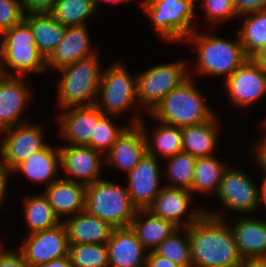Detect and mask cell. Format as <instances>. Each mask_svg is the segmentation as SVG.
<instances>
[{"instance_id": "6da1fadb", "label": "cell", "mask_w": 266, "mask_h": 267, "mask_svg": "<svg viewBox=\"0 0 266 267\" xmlns=\"http://www.w3.org/2000/svg\"><path fill=\"white\" fill-rule=\"evenodd\" d=\"M188 227L192 267H241L235 236L224 214L204 209Z\"/></svg>"}, {"instance_id": "7a4b0ae2", "label": "cell", "mask_w": 266, "mask_h": 267, "mask_svg": "<svg viewBox=\"0 0 266 267\" xmlns=\"http://www.w3.org/2000/svg\"><path fill=\"white\" fill-rule=\"evenodd\" d=\"M196 28L186 39L194 46L196 54L195 72L189 68V76L197 75L222 76L225 81L248 58L240 41L238 33L235 40H229L215 35L201 32Z\"/></svg>"}, {"instance_id": "3957f363", "label": "cell", "mask_w": 266, "mask_h": 267, "mask_svg": "<svg viewBox=\"0 0 266 267\" xmlns=\"http://www.w3.org/2000/svg\"><path fill=\"white\" fill-rule=\"evenodd\" d=\"M99 55L98 51L56 70L61 74L56 84L59 109L95 105L104 69Z\"/></svg>"}, {"instance_id": "277c9868", "label": "cell", "mask_w": 266, "mask_h": 267, "mask_svg": "<svg viewBox=\"0 0 266 267\" xmlns=\"http://www.w3.org/2000/svg\"><path fill=\"white\" fill-rule=\"evenodd\" d=\"M47 70L30 25L23 20L0 34V74L25 77Z\"/></svg>"}, {"instance_id": "5b68a950", "label": "cell", "mask_w": 266, "mask_h": 267, "mask_svg": "<svg viewBox=\"0 0 266 267\" xmlns=\"http://www.w3.org/2000/svg\"><path fill=\"white\" fill-rule=\"evenodd\" d=\"M195 79L189 77L180 86L166 94L150 114L154 120L184 127L209 121L216 113L203 98L195 84Z\"/></svg>"}, {"instance_id": "8992f818", "label": "cell", "mask_w": 266, "mask_h": 267, "mask_svg": "<svg viewBox=\"0 0 266 267\" xmlns=\"http://www.w3.org/2000/svg\"><path fill=\"white\" fill-rule=\"evenodd\" d=\"M141 8L165 43L184 42L197 28L196 0H141ZM195 20V21H194Z\"/></svg>"}, {"instance_id": "52a82bcc", "label": "cell", "mask_w": 266, "mask_h": 267, "mask_svg": "<svg viewBox=\"0 0 266 267\" xmlns=\"http://www.w3.org/2000/svg\"><path fill=\"white\" fill-rule=\"evenodd\" d=\"M85 211L113 228L129 227L138 209L125 185L102 178L86 186Z\"/></svg>"}, {"instance_id": "ba28073f", "label": "cell", "mask_w": 266, "mask_h": 267, "mask_svg": "<svg viewBox=\"0 0 266 267\" xmlns=\"http://www.w3.org/2000/svg\"><path fill=\"white\" fill-rule=\"evenodd\" d=\"M137 104L136 74L132 75L122 61L104 68L95 106L104 115L118 118Z\"/></svg>"}, {"instance_id": "9c48e42d", "label": "cell", "mask_w": 266, "mask_h": 267, "mask_svg": "<svg viewBox=\"0 0 266 267\" xmlns=\"http://www.w3.org/2000/svg\"><path fill=\"white\" fill-rule=\"evenodd\" d=\"M189 67L186 59H180L153 65L136 74L139 107L150 114L166 94L190 77Z\"/></svg>"}, {"instance_id": "30bf717a", "label": "cell", "mask_w": 266, "mask_h": 267, "mask_svg": "<svg viewBox=\"0 0 266 267\" xmlns=\"http://www.w3.org/2000/svg\"><path fill=\"white\" fill-rule=\"evenodd\" d=\"M253 180L242 168L228 165L215 196L225 210H231L238 215H251L253 212L255 214L256 210L262 207L263 176L260 187Z\"/></svg>"}, {"instance_id": "8fae6325", "label": "cell", "mask_w": 266, "mask_h": 267, "mask_svg": "<svg viewBox=\"0 0 266 267\" xmlns=\"http://www.w3.org/2000/svg\"><path fill=\"white\" fill-rule=\"evenodd\" d=\"M44 126L25 122L0 131V159L13 170L33 153L43 149L48 142L44 138Z\"/></svg>"}, {"instance_id": "7c38bea8", "label": "cell", "mask_w": 266, "mask_h": 267, "mask_svg": "<svg viewBox=\"0 0 266 267\" xmlns=\"http://www.w3.org/2000/svg\"><path fill=\"white\" fill-rule=\"evenodd\" d=\"M223 85L232 105L247 109L266 96V70L252 58H247Z\"/></svg>"}, {"instance_id": "4fadbf2b", "label": "cell", "mask_w": 266, "mask_h": 267, "mask_svg": "<svg viewBox=\"0 0 266 267\" xmlns=\"http://www.w3.org/2000/svg\"><path fill=\"white\" fill-rule=\"evenodd\" d=\"M17 249L32 267L68 256L69 242L66 227L61 222L53 228L27 234Z\"/></svg>"}, {"instance_id": "5bb4252c", "label": "cell", "mask_w": 266, "mask_h": 267, "mask_svg": "<svg viewBox=\"0 0 266 267\" xmlns=\"http://www.w3.org/2000/svg\"><path fill=\"white\" fill-rule=\"evenodd\" d=\"M59 151L61 169L66 174L62 178L86 186L102 179L101 169L105 166L102 153L82 145H60Z\"/></svg>"}, {"instance_id": "9a60e30c", "label": "cell", "mask_w": 266, "mask_h": 267, "mask_svg": "<svg viewBox=\"0 0 266 267\" xmlns=\"http://www.w3.org/2000/svg\"><path fill=\"white\" fill-rule=\"evenodd\" d=\"M193 197L189 190L164 186L147 210L179 228H187L205 213L203 208H191Z\"/></svg>"}, {"instance_id": "2e32d148", "label": "cell", "mask_w": 266, "mask_h": 267, "mask_svg": "<svg viewBox=\"0 0 266 267\" xmlns=\"http://www.w3.org/2000/svg\"><path fill=\"white\" fill-rule=\"evenodd\" d=\"M159 161L146 153L133 170L127 173L126 188L138 210L147 209L164 187L160 186L163 173Z\"/></svg>"}, {"instance_id": "e0dca14e", "label": "cell", "mask_w": 266, "mask_h": 267, "mask_svg": "<svg viewBox=\"0 0 266 267\" xmlns=\"http://www.w3.org/2000/svg\"><path fill=\"white\" fill-rule=\"evenodd\" d=\"M29 86L26 77L0 74V131L29 121L24 118L31 101L32 88Z\"/></svg>"}, {"instance_id": "ac0fdd59", "label": "cell", "mask_w": 266, "mask_h": 267, "mask_svg": "<svg viewBox=\"0 0 266 267\" xmlns=\"http://www.w3.org/2000/svg\"><path fill=\"white\" fill-rule=\"evenodd\" d=\"M57 115L60 139L68 145L87 146L94 134L95 126L104 114L95 106H72L60 109ZM64 111V112H63Z\"/></svg>"}, {"instance_id": "d6986e66", "label": "cell", "mask_w": 266, "mask_h": 267, "mask_svg": "<svg viewBox=\"0 0 266 267\" xmlns=\"http://www.w3.org/2000/svg\"><path fill=\"white\" fill-rule=\"evenodd\" d=\"M89 27L68 26L65 29L64 37L46 59V66L55 71L74 63L82 58L96 54L99 50L91 45Z\"/></svg>"}, {"instance_id": "ffe728a7", "label": "cell", "mask_w": 266, "mask_h": 267, "mask_svg": "<svg viewBox=\"0 0 266 267\" xmlns=\"http://www.w3.org/2000/svg\"><path fill=\"white\" fill-rule=\"evenodd\" d=\"M146 153V141L142 128L138 124L129 125L105 155V165L120 169L127 174Z\"/></svg>"}, {"instance_id": "44dd1931", "label": "cell", "mask_w": 266, "mask_h": 267, "mask_svg": "<svg viewBox=\"0 0 266 267\" xmlns=\"http://www.w3.org/2000/svg\"><path fill=\"white\" fill-rule=\"evenodd\" d=\"M106 246L109 267H145L148 251L130 226L113 228Z\"/></svg>"}, {"instance_id": "7402d4cb", "label": "cell", "mask_w": 266, "mask_h": 267, "mask_svg": "<svg viewBox=\"0 0 266 267\" xmlns=\"http://www.w3.org/2000/svg\"><path fill=\"white\" fill-rule=\"evenodd\" d=\"M235 216L229 223L243 260L266 258V220Z\"/></svg>"}, {"instance_id": "603a6c76", "label": "cell", "mask_w": 266, "mask_h": 267, "mask_svg": "<svg viewBox=\"0 0 266 267\" xmlns=\"http://www.w3.org/2000/svg\"><path fill=\"white\" fill-rule=\"evenodd\" d=\"M60 151L59 145L47 144L43 149L33 153L30 157L19 163L12 173H21L31 182L49 186L59 179Z\"/></svg>"}, {"instance_id": "cb8c5ba5", "label": "cell", "mask_w": 266, "mask_h": 267, "mask_svg": "<svg viewBox=\"0 0 266 267\" xmlns=\"http://www.w3.org/2000/svg\"><path fill=\"white\" fill-rule=\"evenodd\" d=\"M86 185L60 177L45 187L43 194L47 197L57 217L63 221L85 210Z\"/></svg>"}, {"instance_id": "d4e9b609", "label": "cell", "mask_w": 266, "mask_h": 267, "mask_svg": "<svg viewBox=\"0 0 266 267\" xmlns=\"http://www.w3.org/2000/svg\"><path fill=\"white\" fill-rule=\"evenodd\" d=\"M215 114L209 121L181 127L182 151L201 158L216 155L219 142L220 120Z\"/></svg>"}, {"instance_id": "484cf974", "label": "cell", "mask_w": 266, "mask_h": 267, "mask_svg": "<svg viewBox=\"0 0 266 267\" xmlns=\"http://www.w3.org/2000/svg\"><path fill=\"white\" fill-rule=\"evenodd\" d=\"M69 244H104L110 238L113 227L85 210L63 219Z\"/></svg>"}, {"instance_id": "4316f807", "label": "cell", "mask_w": 266, "mask_h": 267, "mask_svg": "<svg viewBox=\"0 0 266 267\" xmlns=\"http://www.w3.org/2000/svg\"><path fill=\"white\" fill-rule=\"evenodd\" d=\"M142 246L154 251L167 237L179 229L173 222L153 215L147 209H140L130 224Z\"/></svg>"}, {"instance_id": "83f0119b", "label": "cell", "mask_w": 266, "mask_h": 267, "mask_svg": "<svg viewBox=\"0 0 266 267\" xmlns=\"http://www.w3.org/2000/svg\"><path fill=\"white\" fill-rule=\"evenodd\" d=\"M158 122L159 124L152 130L151 136L150 133H147L148 129L145 128L147 126H145L143 118L138 121V125L142 128L145 136L147 154L158 160L160 158L165 160L182 152V131L181 127Z\"/></svg>"}, {"instance_id": "f1b7e54d", "label": "cell", "mask_w": 266, "mask_h": 267, "mask_svg": "<svg viewBox=\"0 0 266 267\" xmlns=\"http://www.w3.org/2000/svg\"><path fill=\"white\" fill-rule=\"evenodd\" d=\"M24 20L32 29L36 47L47 59L63 39L66 26L57 22L50 13H28Z\"/></svg>"}, {"instance_id": "f546056e", "label": "cell", "mask_w": 266, "mask_h": 267, "mask_svg": "<svg viewBox=\"0 0 266 267\" xmlns=\"http://www.w3.org/2000/svg\"><path fill=\"white\" fill-rule=\"evenodd\" d=\"M217 155L197 158L191 192L194 195H216L224 171L228 168Z\"/></svg>"}, {"instance_id": "4dcf8cb0", "label": "cell", "mask_w": 266, "mask_h": 267, "mask_svg": "<svg viewBox=\"0 0 266 267\" xmlns=\"http://www.w3.org/2000/svg\"><path fill=\"white\" fill-rule=\"evenodd\" d=\"M22 200L24 220L28 228L27 234L53 228L62 222L43 192L29 194Z\"/></svg>"}, {"instance_id": "1f68e13d", "label": "cell", "mask_w": 266, "mask_h": 267, "mask_svg": "<svg viewBox=\"0 0 266 267\" xmlns=\"http://www.w3.org/2000/svg\"><path fill=\"white\" fill-rule=\"evenodd\" d=\"M243 17L237 33L248 58H252L258 50L266 45V10L249 13Z\"/></svg>"}, {"instance_id": "d6a6232c", "label": "cell", "mask_w": 266, "mask_h": 267, "mask_svg": "<svg viewBox=\"0 0 266 267\" xmlns=\"http://www.w3.org/2000/svg\"><path fill=\"white\" fill-rule=\"evenodd\" d=\"M196 160V157L183 151L165 159L166 166L163 170V177L169 182L164 186L191 191Z\"/></svg>"}, {"instance_id": "836d02e7", "label": "cell", "mask_w": 266, "mask_h": 267, "mask_svg": "<svg viewBox=\"0 0 266 267\" xmlns=\"http://www.w3.org/2000/svg\"><path fill=\"white\" fill-rule=\"evenodd\" d=\"M97 13L91 0H56L50 14L63 26L86 25V20Z\"/></svg>"}, {"instance_id": "e575fe53", "label": "cell", "mask_w": 266, "mask_h": 267, "mask_svg": "<svg viewBox=\"0 0 266 267\" xmlns=\"http://www.w3.org/2000/svg\"><path fill=\"white\" fill-rule=\"evenodd\" d=\"M136 115V116H135ZM132 115L128 125L118 126L115 124L114 115H104L95 126L94 134L91 137L90 143L87 145L93 150H96L103 155H106L112 148L117 138L129 125H137L142 118L141 115ZM105 153V154H104Z\"/></svg>"}, {"instance_id": "d590c367", "label": "cell", "mask_w": 266, "mask_h": 267, "mask_svg": "<svg viewBox=\"0 0 266 267\" xmlns=\"http://www.w3.org/2000/svg\"><path fill=\"white\" fill-rule=\"evenodd\" d=\"M154 251L181 267H192L188 227L179 228L164 239Z\"/></svg>"}, {"instance_id": "8d00e7d4", "label": "cell", "mask_w": 266, "mask_h": 267, "mask_svg": "<svg viewBox=\"0 0 266 267\" xmlns=\"http://www.w3.org/2000/svg\"><path fill=\"white\" fill-rule=\"evenodd\" d=\"M68 256L74 267H109L106 243L69 244Z\"/></svg>"}, {"instance_id": "74e56055", "label": "cell", "mask_w": 266, "mask_h": 267, "mask_svg": "<svg viewBox=\"0 0 266 267\" xmlns=\"http://www.w3.org/2000/svg\"><path fill=\"white\" fill-rule=\"evenodd\" d=\"M200 7L203 9L205 23L209 26H217L228 22V20L239 17L237 15L234 0H200ZM211 24V25H210Z\"/></svg>"}, {"instance_id": "f35d334b", "label": "cell", "mask_w": 266, "mask_h": 267, "mask_svg": "<svg viewBox=\"0 0 266 267\" xmlns=\"http://www.w3.org/2000/svg\"><path fill=\"white\" fill-rule=\"evenodd\" d=\"M25 12L19 0H0V34L21 23Z\"/></svg>"}, {"instance_id": "ab89813d", "label": "cell", "mask_w": 266, "mask_h": 267, "mask_svg": "<svg viewBox=\"0 0 266 267\" xmlns=\"http://www.w3.org/2000/svg\"><path fill=\"white\" fill-rule=\"evenodd\" d=\"M4 246L0 244V267H32L18 249L7 250Z\"/></svg>"}, {"instance_id": "60d3db41", "label": "cell", "mask_w": 266, "mask_h": 267, "mask_svg": "<svg viewBox=\"0 0 266 267\" xmlns=\"http://www.w3.org/2000/svg\"><path fill=\"white\" fill-rule=\"evenodd\" d=\"M260 125L264 132H262L263 134L261 133V136L257 138L258 141L255 145L253 144V148L251 147V153L252 156H254L252 157L254 158V162H256V164H258L257 166L260 167V170L263 171V178H266V119Z\"/></svg>"}, {"instance_id": "b9f144b4", "label": "cell", "mask_w": 266, "mask_h": 267, "mask_svg": "<svg viewBox=\"0 0 266 267\" xmlns=\"http://www.w3.org/2000/svg\"><path fill=\"white\" fill-rule=\"evenodd\" d=\"M25 14L50 13L56 0H19Z\"/></svg>"}, {"instance_id": "7bdbcfd3", "label": "cell", "mask_w": 266, "mask_h": 267, "mask_svg": "<svg viewBox=\"0 0 266 267\" xmlns=\"http://www.w3.org/2000/svg\"><path fill=\"white\" fill-rule=\"evenodd\" d=\"M234 4L239 17L260 10H266V0H234Z\"/></svg>"}, {"instance_id": "ee69618b", "label": "cell", "mask_w": 266, "mask_h": 267, "mask_svg": "<svg viewBox=\"0 0 266 267\" xmlns=\"http://www.w3.org/2000/svg\"><path fill=\"white\" fill-rule=\"evenodd\" d=\"M12 174V170L8 168L0 159V206H3L5 204L4 202L7 199V184L9 176H11Z\"/></svg>"}, {"instance_id": "f6af8a7d", "label": "cell", "mask_w": 266, "mask_h": 267, "mask_svg": "<svg viewBox=\"0 0 266 267\" xmlns=\"http://www.w3.org/2000/svg\"><path fill=\"white\" fill-rule=\"evenodd\" d=\"M145 267H181L169 259L158 255L155 251L147 254Z\"/></svg>"}, {"instance_id": "bcb514c9", "label": "cell", "mask_w": 266, "mask_h": 267, "mask_svg": "<svg viewBox=\"0 0 266 267\" xmlns=\"http://www.w3.org/2000/svg\"><path fill=\"white\" fill-rule=\"evenodd\" d=\"M38 267H74L70 261L69 256H65L59 259L51 260Z\"/></svg>"}, {"instance_id": "7dc6e473", "label": "cell", "mask_w": 266, "mask_h": 267, "mask_svg": "<svg viewBox=\"0 0 266 267\" xmlns=\"http://www.w3.org/2000/svg\"><path fill=\"white\" fill-rule=\"evenodd\" d=\"M252 59L266 70V45L258 50Z\"/></svg>"}, {"instance_id": "c3c4849f", "label": "cell", "mask_w": 266, "mask_h": 267, "mask_svg": "<svg viewBox=\"0 0 266 267\" xmlns=\"http://www.w3.org/2000/svg\"><path fill=\"white\" fill-rule=\"evenodd\" d=\"M241 267H266V258L244 260Z\"/></svg>"}, {"instance_id": "681fc988", "label": "cell", "mask_w": 266, "mask_h": 267, "mask_svg": "<svg viewBox=\"0 0 266 267\" xmlns=\"http://www.w3.org/2000/svg\"><path fill=\"white\" fill-rule=\"evenodd\" d=\"M94 7L96 8V10L98 11V7H100L101 3H106V4H122L125 2H129L130 0H91ZM132 1V0H131Z\"/></svg>"}, {"instance_id": "f907efd6", "label": "cell", "mask_w": 266, "mask_h": 267, "mask_svg": "<svg viewBox=\"0 0 266 267\" xmlns=\"http://www.w3.org/2000/svg\"><path fill=\"white\" fill-rule=\"evenodd\" d=\"M261 204L265 205L266 207V178H263V182H262Z\"/></svg>"}]
</instances>
